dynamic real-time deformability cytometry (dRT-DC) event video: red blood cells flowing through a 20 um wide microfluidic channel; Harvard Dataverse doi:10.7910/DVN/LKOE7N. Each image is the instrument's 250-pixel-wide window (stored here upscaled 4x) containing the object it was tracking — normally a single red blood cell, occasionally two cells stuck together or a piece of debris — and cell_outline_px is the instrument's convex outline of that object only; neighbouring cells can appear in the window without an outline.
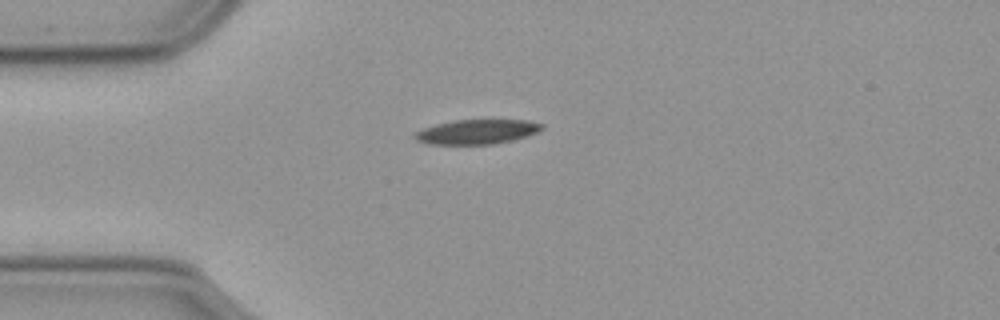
{"species": "common noctule bat (a hibernating species)", "species_latin": "Nyctalus noctula", "temperature_condition": "cold", "stored_images_in_passage": 35, "camera_frame_rate_fps": 3000, "um_per_image_px": 0.085, "animal": {"sex": "male", "body_mass_g": 23.1, "forearm_length_mm": 52.7}, "frame": {"image": 1, "passage_image": 1, "time_ms": 0.0, "image_size_px": [1000, 320], "cell_outline_px": [[544, 128], [528, 136], [512, 140], [492, 144], [428, 144], [416, 140], [412, 136], [416, 132], [424, 128], [436, 124], [456, 120], [528, 120], [544, 124]], "centroid_in_image_um": [40.55, 11.2], "position_along_channel_um": 44.4, "area_um2": 18.15}}
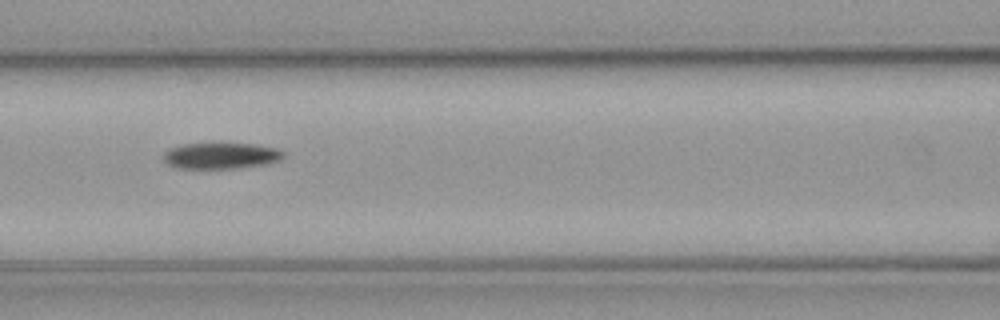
{"frame": {"image": 2, "passage_image": 11, "time_ms": 3.333, "image_size_px": [1000, 320], "cell_outline_px": [[284, 156], [280, 160], [268, 164], [232, 168], [176, 168], [168, 164], [164, 160], [164, 152], [168, 148], [184, 144], [256, 144], [280, 148], [284, 152]], "centroid_in_image_um": [18.81, 13.23], "position_along_channel_um": 147.8, "area_um2": 18.26}}
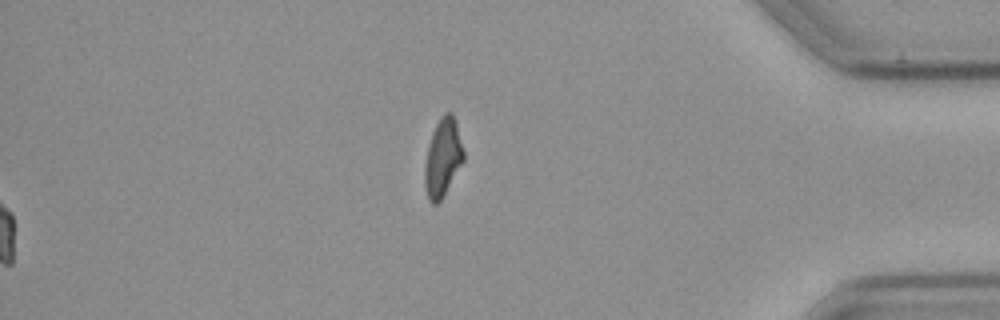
{"frame": {"image": 3, "passage_image": 35, "time_ms": 11.333, "image_size_px": [1000, 320], "cell_outline_px": [[464, 160], [440, 200], [436, 204], [432, 204], [428, 200], [424, 184], [424, 168], [428, 144], [432, 132], [440, 116], [444, 112], [452, 112], [456, 124], [464, 152]], "centroid_in_image_um": [37.61, 13.38], "position_along_channel_um": 397.6, "area_um2": 17.51}}